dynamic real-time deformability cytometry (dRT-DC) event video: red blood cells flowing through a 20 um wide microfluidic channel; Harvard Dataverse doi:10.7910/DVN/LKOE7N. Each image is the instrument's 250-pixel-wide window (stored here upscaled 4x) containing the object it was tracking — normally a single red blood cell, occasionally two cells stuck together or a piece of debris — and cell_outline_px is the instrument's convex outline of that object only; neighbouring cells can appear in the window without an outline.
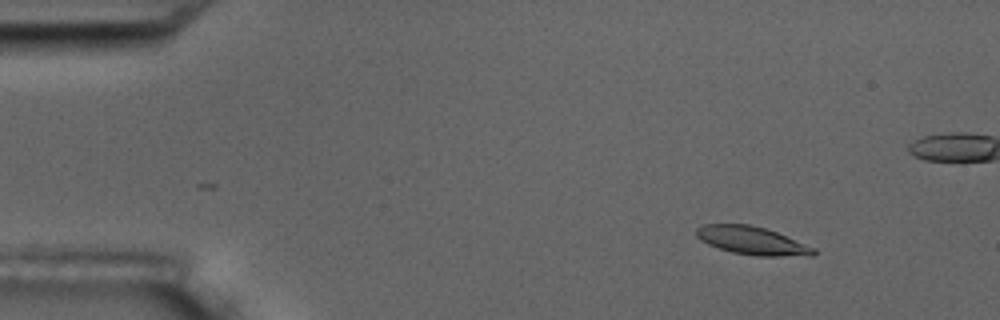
{"species": "common noctule bat (a hibernating species)", "species_latin": "Nyctalus noctula", "temperature_condition": "room temperature", "stored_images_in_passage": 5, "camera_frame_rate_fps": 3000, "um_per_image_px": 0.085, "animal": {"sex": "male", "body_mass_g": 17.5, "forearm_length_mm": 52.3}, "frame": {"image": 1, "passage_image": 1, "time_ms": 0.0, "image_size_px": [1000, 320], "cell_outline_px": [[816, 252], [812, 256], [756, 256], [732, 252], [708, 244], [700, 240], [696, 236], [696, 228], [704, 224], [748, 224], [764, 228], [776, 232], [816, 248]], "centroid_in_image_um": [63.93, 20.46], "position_along_channel_um": 21.1, "area_um2": 19.13}}